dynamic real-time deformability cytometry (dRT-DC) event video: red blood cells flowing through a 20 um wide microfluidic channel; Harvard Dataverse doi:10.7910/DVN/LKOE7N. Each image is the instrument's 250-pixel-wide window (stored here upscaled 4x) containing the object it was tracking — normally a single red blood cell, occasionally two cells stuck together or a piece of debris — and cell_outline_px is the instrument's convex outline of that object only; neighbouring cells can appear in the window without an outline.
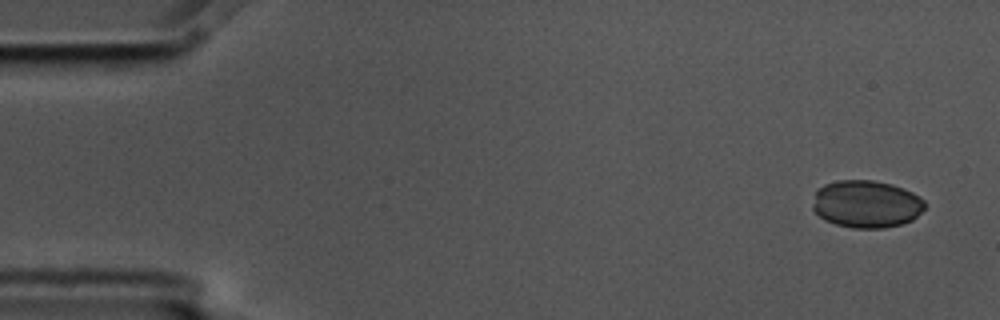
{"species": "common noctule bat (a hibernating species)", "species_latin": "Nyctalus noctula", "temperature_condition": "cold", "stored_images_in_passage": 3, "camera_frame_rate_fps": 3000, "um_per_image_px": 0.085, "animal": {"sex": "male", "body_mass_g": 17.5, "forearm_length_mm": 52.3}, "frame": {"image": 1, "passage_image": 1, "time_ms": 0.0, "image_size_px": [1000, 320], "cell_outline_px": [[924, 208], [912, 220], [900, 224], [884, 228], [852, 228], [836, 224], [824, 220], [812, 208], [812, 204], [816, 192], [824, 184], [836, 180], [872, 180], [892, 184], [904, 188], [920, 196], [924, 200]], "centroid_in_image_um": [73.63, 17.33], "position_along_channel_um": 11.4, "area_um2": 31.04}}